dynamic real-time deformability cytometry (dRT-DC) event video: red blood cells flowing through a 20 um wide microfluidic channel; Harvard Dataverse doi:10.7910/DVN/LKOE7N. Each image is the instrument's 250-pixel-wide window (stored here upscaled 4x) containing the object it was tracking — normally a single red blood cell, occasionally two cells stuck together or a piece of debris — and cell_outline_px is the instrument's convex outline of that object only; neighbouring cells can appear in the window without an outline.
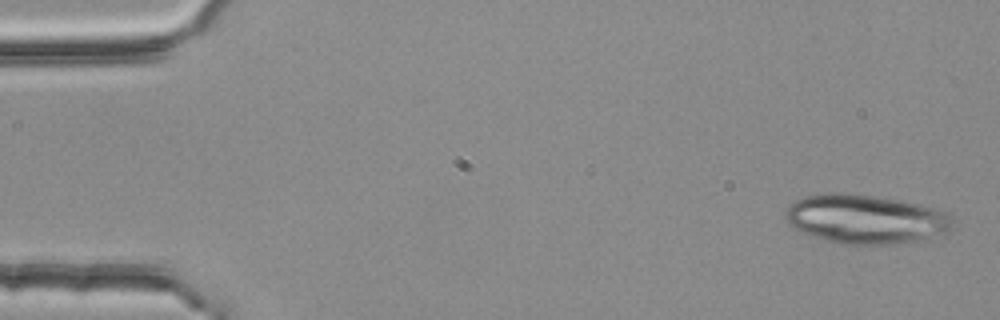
{"species": "common noctule bat (a hibernating species)", "species_latin": "Nyctalus noctula", "temperature_condition": "room temperature", "stored_images_in_passage": 3, "camera_frame_rate_fps": 3000, "um_per_image_px": 0.085, "animal": {"sex": "female", "body_mass_g": 25.1}, "frame": {"image": 1, "passage_image": 1, "time_ms": 0.0, "image_size_px": [1000, 320], "cell_outline_px": [[956, 228], [948, 232], [916, 240], [888, 244], [844, 244], [824, 240], [812, 236], [788, 224], [784, 216], [784, 212], [796, 200], [808, 196], [824, 192], [844, 192], [876, 196], [904, 200], [936, 208], [948, 212], [952, 216]], "centroid_in_image_um": [73.62, 18.6], "position_along_channel_um": 11.4, "area_um2": 48.15}}